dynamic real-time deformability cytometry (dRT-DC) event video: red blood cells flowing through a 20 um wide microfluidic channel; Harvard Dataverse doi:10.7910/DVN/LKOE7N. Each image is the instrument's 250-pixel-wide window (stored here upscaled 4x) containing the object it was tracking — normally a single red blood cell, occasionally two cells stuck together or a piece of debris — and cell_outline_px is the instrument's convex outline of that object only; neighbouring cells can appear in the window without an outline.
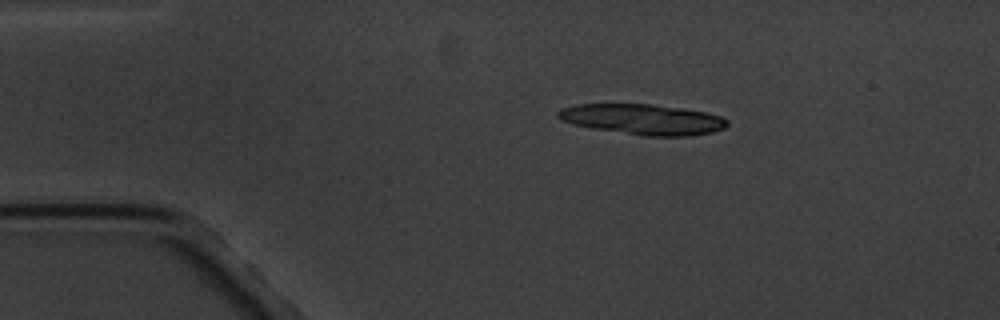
{"species": "common noctule bat (a hibernating species)", "species_latin": "Nyctalus noctula", "temperature_condition": "cold", "stored_images_in_passage": 5, "camera_frame_rate_fps": 3000, "um_per_image_px": 0.085, "animal": {"sex": "male", "body_mass_g": 20.1, "forearm_length_mm": 53.5}, "frame": {"image": 1, "passage_image": 3, "time_ms": 2.333, "image_size_px": [1000, 320], "cell_outline_px": [[728, 124], [724, 128], [712, 132], [692, 136], [644, 136], [592, 128], [572, 124], [560, 120], [556, 116], [556, 112], [560, 108], [576, 104], [652, 104], [680, 108], [704, 112], [720, 116], [728, 120]], "centroid_in_image_um": [54.6, 10.14], "position_along_channel_um": 30.4, "area_um2": 30.17}}